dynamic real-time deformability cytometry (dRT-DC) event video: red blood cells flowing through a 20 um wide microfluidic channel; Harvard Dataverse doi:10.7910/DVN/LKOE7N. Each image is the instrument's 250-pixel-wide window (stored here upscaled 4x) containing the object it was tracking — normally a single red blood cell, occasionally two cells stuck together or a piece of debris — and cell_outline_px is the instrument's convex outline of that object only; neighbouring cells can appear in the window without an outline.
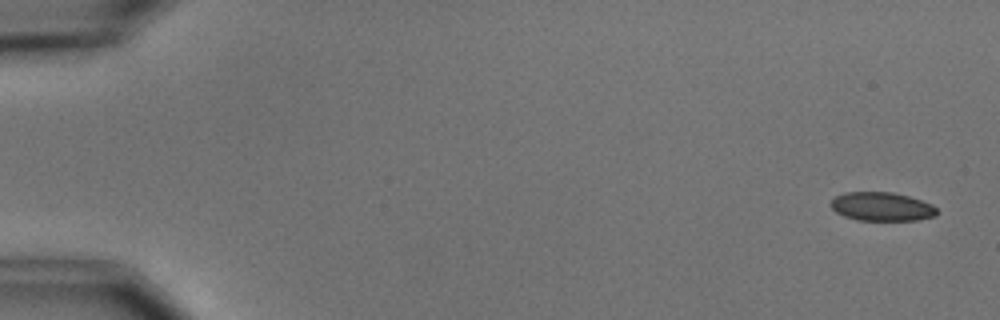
{"species": "common noctule bat (a hibernating species)", "species_latin": "Nyctalus noctula", "temperature_condition": "cold", "stored_images_in_passage": 5, "camera_frame_rate_fps": 3000, "um_per_image_px": 0.085, "animal": {"sex": "male", "body_mass_g": 15.6}, "frame": {"image": 1, "passage_image": 1, "time_ms": 0.0, "image_size_px": [1000, 320], "cell_outline_px": [[940, 212], [936, 216], [920, 220], [856, 220], [844, 216], [836, 212], [828, 204], [836, 196], [844, 192], [892, 192], [908, 196], [932, 204]], "centroid_in_image_um": [74.96, 17.56], "position_along_channel_um": 10.0, "area_um2": 17.92}}
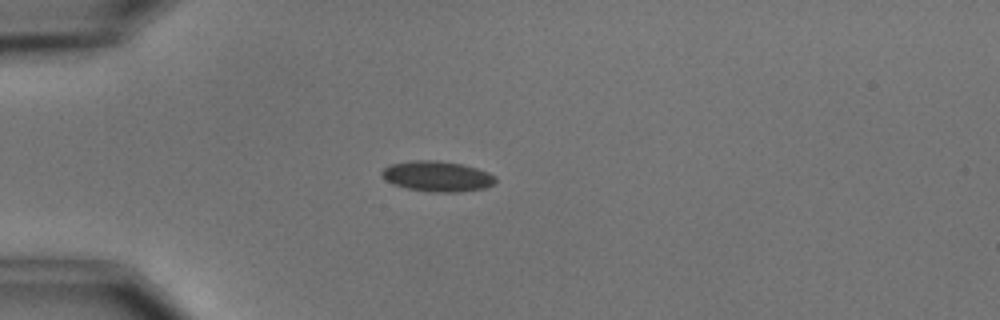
{"frame": {"image": 2, "passage_image": 4, "time_ms": 4.333, "image_size_px": [1000, 320], "cell_outline_px": [[496, 180], [492, 184], [484, 188], [460, 192], [436, 192], [408, 188], [392, 184], [384, 180], [380, 172], [388, 164], [408, 160], [436, 160], [460, 164], [476, 168], [488, 172], [496, 176]], "centroid_in_image_um": [37.12, 14.97], "position_along_channel_um": 47.9, "area_um2": 20.23}}
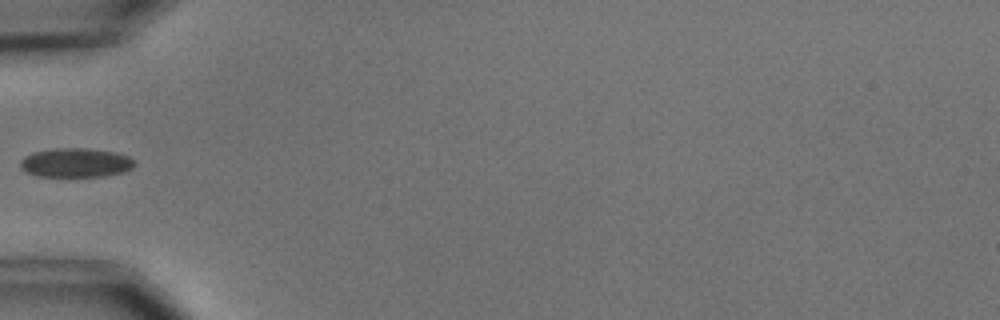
{"frame": {"image": 3, "passage_image": 5, "time_ms": 5.667, "image_size_px": [1000, 320], "cell_outline_px": [[136, 164], [132, 168], [124, 172], [100, 176], [36, 176], [20, 168], [20, 160], [24, 156], [32, 152], [52, 148], [88, 148], [112, 152], [128, 156]], "centroid_in_image_um": [6.39, 13.82], "position_along_channel_um": 78.6, "area_um2": 19.36}}